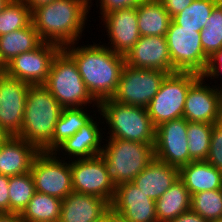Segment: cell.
I'll return each mask as SVG.
<instances>
[{
	"label": "cell",
	"instance_id": "26",
	"mask_svg": "<svg viewBox=\"0 0 222 222\" xmlns=\"http://www.w3.org/2000/svg\"><path fill=\"white\" fill-rule=\"evenodd\" d=\"M155 203L158 222H169L191 210V195L184 182L178 178Z\"/></svg>",
	"mask_w": 222,
	"mask_h": 222
},
{
	"label": "cell",
	"instance_id": "47",
	"mask_svg": "<svg viewBox=\"0 0 222 222\" xmlns=\"http://www.w3.org/2000/svg\"><path fill=\"white\" fill-rule=\"evenodd\" d=\"M3 72H4V67L0 63V73H3Z\"/></svg>",
	"mask_w": 222,
	"mask_h": 222
},
{
	"label": "cell",
	"instance_id": "29",
	"mask_svg": "<svg viewBox=\"0 0 222 222\" xmlns=\"http://www.w3.org/2000/svg\"><path fill=\"white\" fill-rule=\"evenodd\" d=\"M220 0H194L183 11L172 17V21L181 28L196 29L200 32L206 26L215 5Z\"/></svg>",
	"mask_w": 222,
	"mask_h": 222
},
{
	"label": "cell",
	"instance_id": "15",
	"mask_svg": "<svg viewBox=\"0 0 222 222\" xmlns=\"http://www.w3.org/2000/svg\"><path fill=\"white\" fill-rule=\"evenodd\" d=\"M29 87L28 83L0 73V126L9 137L21 132Z\"/></svg>",
	"mask_w": 222,
	"mask_h": 222
},
{
	"label": "cell",
	"instance_id": "21",
	"mask_svg": "<svg viewBox=\"0 0 222 222\" xmlns=\"http://www.w3.org/2000/svg\"><path fill=\"white\" fill-rule=\"evenodd\" d=\"M109 208L102 197L72 191L62 200L59 222H93Z\"/></svg>",
	"mask_w": 222,
	"mask_h": 222
},
{
	"label": "cell",
	"instance_id": "20",
	"mask_svg": "<svg viewBox=\"0 0 222 222\" xmlns=\"http://www.w3.org/2000/svg\"><path fill=\"white\" fill-rule=\"evenodd\" d=\"M39 152L24 139L8 137L0 144V174L10 177L30 172L33 160Z\"/></svg>",
	"mask_w": 222,
	"mask_h": 222
},
{
	"label": "cell",
	"instance_id": "13",
	"mask_svg": "<svg viewBox=\"0 0 222 222\" xmlns=\"http://www.w3.org/2000/svg\"><path fill=\"white\" fill-rule=\"evenodd\" d=\"M60 50L57 45L42 42L37 48L16 56L4 67V72L30 85H44L52 61Z\"/></svg>",
	"mask_w": 222,
	"mask_h": 222
},
{
	"label": "cell",
	"instance_id": "6",
	"mask_svg": "<svg viewBox=\"0 0 222 222\" xmlns=\"http://www.w3.org/2000/svg\"><path fill=\"white\" fill-rule=\"evenodd\" d=\"M44 86L63 108L87 107L99 103L88 91L75 61L61 49L54 57Z\"/></svg>",
	"mask_w": 222,
	"mask_h": 222
},
{
	"label": "cell",
	"instance_id": "12",
	"mask_svg": "<svg viewBox=\"0 0 222 222\" xmlns=\"http://www.w3.org/2000/svg\"><path fill=\"white\" fill-rule=\"evenodd\" d=\"M188 121L173 119L156 127L154 157L180 169L193 161L188 152Z\"/></svg>",
	"mask_w": 222,
	"mask_h": 222
},
{
	"label": "cell",
	"instance_id": "3",
	"mask_svg": "<svg viewBox=\"0 0 222 222\" xmlns=\"http://www.w3.org/2000/svg\"><path fill=\"white\" fill-rule=\"evenodd\" d=\"M63 107L44 85H30L26 97L23 123L18 138L39 151L50 152V141Z\"/></svg>",
	"mask_w": 222,
	"mask_h": 222
},
{
	"label": "cell",
	"instance_id": "31",
	"mask_svg": "<svg viewBox=\"0 0 222 222\" xmlns=\"http://www.w3.org/2000/svg\"><path fill=\"white\" fill-rule=\"evenodd\" d=\"M35 183L31 172L9 177L10 213L21 214L34 196Z\"/></svg>",
	"mask_w": 222,
	"mask_h": 222
},
{
	"label": "cell",
	"instance_id": "27",
	"mask_svg": "<svg viewBox=\"0 0 222 222\" xmlns=\"http://www.w3.org/2000/svg\"><path fill=\"white\" fill-rule=\"evenodd\" d=\"M84 110H86L85 107L63 108L50 141V152H54L61 143L72 137L93 118Z\"/></svg>",
	"mask_w": 222,
	"mask_h": 222
},
{
	"label": "cell",
	"instance_id": "1",
	"mask_svg": "<svg viewBox=\"0 0 222 222\" xmlns=\"http://www.w3.org/2000/svg\"><path fill=\"white\" fill-rule=\"evenodd\" d=\"M78 43H72L63 50L75 61L84 84L93 98L98 103L111 99L125 66V56L112 51L106 43L100 45L93 42L84 46H79Z\"/></svg>",
	"mask_w": 222,
	"mask_h": 222
},
{
	"label": "cell",
	"instance_id": "19",
	"mask_svg": "<svg viewBox=\"0 0 222 222\" xmlns=\"http://www.w3.org/2000/svg\"><path fill=\"white\" fill-rule=\"evenodd\" d=\"M98 123V124H97ZM99 123L94 118H92L86 125L78 130L72 137L66 139L63 143H61L54 151L55 154L60 156V152L62 156L60 158L70 160L75 159H84V158H92L100 155L103 149V145L101 146V142L105 140L103 137V130L99 127ZM103 139V140H102ZM61 150V151H60ZM66 153V154H65ZM73 156V157H72Z\"/></svg>",
	"mask_w": 222,
	"mask_h": 222
},
{
	"label": "cell",
	"instance_id": "39",
	"mask_svg": "<svg viewBox=\"0 0 222 222\" xmlns=\"http://www.w3.org/2000/svg\"><path fill=\"white\" fill-rule=\"evenodd\" d=\"M163 7L167 10L170 17L172 18L176 14L183 11L188 7L194 0H160Z\"/></svg>",
	"mask_w": 222,
	"mask_h": 222
},
{
	"label": "cell",
	"instance_id": "18",
	"mask_svg": "<svg viewBox=\"0 0 222 222\" xmlns=\"http://www.w3.org/2000/svg\"><path fill=\"white\" fill-rule=\"evenodd\" d=\"M125 63L132 67L177 72L172 66L164 36H141L125 56Z\"/></svg>",
	"mask_w": 222,
	"mask_h": 222
},
{
	"label": "cell",
	"instance_id": "8",
	"mask_svg": "<svg viewBox=\"0 0 222 222\" xmlns=\"http://www.w3.org/2000/svg\"><path fill=\"white\" fill-rule=\"evenodd\" d=\"M165 38L172 66L176 71L203 75L209 57L201 46L200 32H196V29L181 28L171 20Z\"/></svg>",
	"mask_w": 222,
	"mask_h": 222
},
{
	"label": "cell",
	"instance_id": "23",
	"mask_svg": "<svg viewBox=\"0 0 222 222\" xmlns=\"http://www.w3.org/2000/svg\"><path fill=\"white\" fill-rule=\"evenodd\" d=\"M179 178L190 195L202 191L222 189V171L206 160L191 161L179 169Z\"/></svg>",
	"mask_w": 222,
	"mask_h": 222
},
{
	"label": "cell",
	"instance_id": "22",
	"mask_svg": "<svg viewBox=\"0 0 222 222\" xmlns=\"http://www.w3.org/2000/svg\"><path fill=\"white\" fill-rule=\"evenodd\" d=\"M179 178V169L154 158L132 183L146 196L156 201Z\"/></svg>",
	"mask_w": 222,
	"mask_h": 222
},
{
	"label": "cell",
	"instance_id": "17",
	"mask_svg": "<svg viewBox=\"0 0 222 222\" xmlns=\"http://www.w3.org/2000/svg\"><path fill=\"white\" fill-rule=\"evenodd\" d=\"M110 207L128 222H158L156 203L132 182L116 186Z\"/></svg>",
	"mask_w": 222,
	"mask_h": 222
},
{
	"label": "cell",
	"instance_id": "11",
	"mask_svg": "<svg viewBox=\"0 0 222 222\" xmlns=\"http://www.w3.org/2000/svg\"><path fill=\"white\" fill-rule=\"evenodd\" d=\"M73 191L113 201L116 185L107 174L101 155L70 160Z\"/></svg>",
	"mask_w": 222,
	"mask_h": 222
},
{
	"label": "cell",
	"instance_id": "32",
	"mask_svg": "<svg viewBox=\"0 0 222 222\" xmlns=\"http://www.w3.org/2000/svg\"><path fill=\"white\" fill-rule=\"evenodd\" d=\"M212 128L213 124L188 121V152L193 161L207 159L210 148Z\"/></svg>",
	"mask_w": 222,
	"mask_h": 222
},
{
	"label": "cell",
	"instance_id": "48",
	"mask_svg": "<svg viewBox=\"0 0 222 222\" xmlns=\"http://www.w3.org/2000/svg\"><path fill=\"white\" fill-rule=\"evenodd\" d=\"M215 222H222V217L220 219H218L217 221H215Z\"/></svg>",
	"mask_w": 222,
	"mask_h": 222
},
{
	"label": "cell",
	"instance_id": "37",
	"mask_svg": "<svg viewBox=\"0 0 222 222\" xmlns=\"http://www.w3.org/2000/svg\"><path fill=\"white\" fill-rule=\"evenodd\" d=\"M221 75H222V48L219 49L218 51H216L209 58L207 68L202 76L204 78H207L206 79V81H207L208 78H211L210 80H212V79L215 80L217 78H221V77H219Z\"/></svg>",
	"mask_w": 222,
	"mask_h": 222
},
{
	"label": "cell",
	"instance_id": "2",
	"mask_svg": "<svg viewBox=\"0 0 222 222\" xmlns=\"http://www.w3.org/2000/svg\"><path fill=\"white\" fill-rule=\"evenodd\" d=\"M91 1L55 0L32 11V25L42 42L61 49L78 42L86 28L87 16L93 5Z\"/></svg>",
	"mask_w": 222,
	"mask_h": 222
},
{
	"label": "cell",
	"instance_id": "36",
	"mask_svg": "<svg viewBox=\"0 0 222 222\" xmlns=\"http://www.w3.org/2000/svg\"><path fill=\"white\" fill-rule=\"evenodd\" d=\"M98 1L100 4V15L102 17L113 11L126 8H137L144 0H97V2Z\"/></svg>",
	"mask_w": 222,
	"mask_h": 222
},
{
	"label": "cell",
	"instance_id": "33",
	"mask_svg": "<svg viewBox=\"0 0 222 222\" xmlns=\"http://www.w3.org/2000/svg\"><path fill=\"white\" fill-rule=\"evenodd\" d=\"M191 210L208 222L222 217V189L202 191L191 195Z\"/></svg>",
	"mask_w": 222,
	"mask_h": 222
},
{
	"label": "cell",
	"instance_id": "43",
	"mask_svg": "<svg viewBox=\"0 0 222 222\" xmlns=\"http://www.w3.org/2000/svg\"><path fill=\"white\" fill-rule=\"evenodd\" d=\"M107 222H128L121 214L116 213L111 207L107 210Z\"/></svg>",
	"mask_w": 222,
	"mask_h": 222
},
{
	"label": "cell",
	"instance_id": "30",
	"mask_svg": "<svg viewBox=\"0 0 222 222\" xmlns=\"http://www.w3.org/2000/svg\"><path fill=\"white\" fill-rule=\"evenodd\" d=\"M32 23L31 11L23 0H9L0 11V36Z\"/></svg>",
	"mask_w": 222,
	"mask_h": 222
},
{
	"label": "cell",
	"instance_id": "41",
	"mask_svg": "<svg viewBox=\"0 0 222 222\" xmlns=\"http://www.w3.org/2000/svg\"><path fill=\"white\" fill-rule=\"evenodd\" d=\"M26 3V6L29 8V10L32 12L38 7L47 5L55 0H23Z\"/></svg>",
	"mask_w": 222,
	"mask_h": 222
},
{
	"label": "cell",
	"instance_id": "16",
	"mask_svg": "<svg viewBox=\"0 0 222 222\" xmlns=\"http://www.w3.org/2000/svg\"><path fill=\"white\" fill-rule=\"evenodd\" d=\"M101 20L105 24L103 27L106 28L108 40L111 42H108L107 47L117 54L126 56L141 37L136 8L107 13L101 17Z\"/></svg>",
	"mask_w": 222,
	"mask_h": 222
},
{
	"label": "cell",
	"instance_id": "42",
	"mask_svg": "<svg viewBox=\"0 0 222 222\" xmlns=\"http://www.w3.org/2000/svg\"><path fill=\"white\" fill-rule=\"evenodd\" d=\"M0 222H24L20 214L2 213L0 214Z\"/></svg>",
	"mask_w": 222,
	"mask_h": 222
},
{
	"label": "cell",
	"instance_id": "5",
	"mask_svg": "<svg viewBox=\"0 0 222 222\" xmlns=\"http://www.w3.org/2000/svg\"><path fill=\"white\" fill-rule=\"evenodd\" d=\"M100 155L112 182L118 186L139 175L154 157V144L107 139Z\"/></svg>",
	"mask_w": 222,
	"mask_h": 222
},
{
	"label": "cell",
	"instance_id": "35",
	"mask_svg": "<svg viewBox=\"0 0 222 222\" xmlns=\"http://www.w3.org/2000/svg\"><path fill=\"white\" fill-rule=\"evenodd\" d=\"M208 163L222 171V121L213 124Z\"/></svg>",
	"mask_w": 222,
	"mask_h": 222
},
{
	"label": "cell",
	"instance_id": "45",
	"mask_svg": "<svg viewBox=\"0 0 222 222\" xmlns=\"http://www.w3.org/2000/svg\"><path fill=\"white\" fill-rule=\"evenodd\" d=\"M93 222H107V211L104 213L102 217H100L98 220H95Z\"/></svg>",
	"mask_w": 222,
	"mask_h": 222
},
{
	"label": "cell",
	"instance_id": "9",
	"mask_svg": "<svg viewBox=\"0 0 222 222\" xmlns=\"http://www.w3.org/2000/svg\"><path fill=\"white\" fill-rule=\"evenodd\" d=\"M167 74L159 70L132 67L125 63L111 100L147 108Z\"/></svg>",
	"mask_w": 222,
	"mask_h": 222
},
{
	"label": "cell",
	"instance_id": "46",
	"mask_svg": "<svg viewBox=\"0 0 222 222\" xmlns=\"http://www.w3.org/2000/svg\"><path fill=\"white\" fill-rule=\"evenodd\" d=\"M9 0H0V11L3 9V7L8 3Z\"/></svg>",
	"mask_w": 222,
	"mask_h": 222
},
{
	"label": "cell",
	"instance_id": "4",
	"mask_svg": "<svg viewBox=\"0 0 222 222\" xmlns=\"http://www.w3.org/2000/svg\"><path fill=\"white\" fill-rule=\"evenodd\" d=\"M98 114L106 122L108 139H122L145 144H155L156 128L147 108L117 103L111 99L98 105Z\"/></svg>",
	"mask_w": 222,
	"mask_h": 222
},
{
	"label": "cell",
	"instance_id": "34",
	"mask_svg": "<svg viewBox=\"0 0 222 222\" xmlns=\"http://www.w3.org/2000/svg\"><path fill=\"white\" fill-rule=\"evenodd\" d=\"M200 34L201 46L209 58L222 48V0L215 5Z\"/></svg>",
	"mask_w": 222,
	"mask_h": 222
},
{
	"label": "cell",
	"instance_id": "7",
	"mask_svg": "<svg viewBox=\"0 0 222 222\" xmlns=\"http://www.w3.org/2000/svg\"><path fill=\"white\" fill-rule=\"evenodd\" d=\"M201 75L194 72H174L166 75L160 88L147 106L155 128L165 122L183 117L189 87Z\"/></svg>",
	"mask_w": 222,
	"mask_h": 222
},
{
	"label": "cell",
	"instance_id": "28",
	"mask_svg": "<svg viewBox=\"0 0 222 222\" xmlns=\"http://www.w3.org/2000/svg\"><path fill=\"white\" fill-rule=\"evenodd\" d=\"M62 199L35 192L20 214L24 222H59Z\"/></svg>",
	"mask_w": 222,
	"mask_h": 222
},
{
	"label": "cell",
	"instance_id": "24",
	"mask_svg": "<svg viewBox=\"0 0 222 222\" xmlns=\"http://www.w3.org/2000/svg\"><path fill=\"white\" fill-rule=\"evenodd\" d=\"M42 43L32 23L19 30L0 36V63L5 67L21 53L37 48Z\"/></svg>",
	"mask_w": 222,
	"mask_h": 222
},
{
	"label": "cell",
	"instance_id": "38",
	"mask_svg": "<svg viewBox=\"0 0 222 222\" xmlns=\"http://www.w3.org/2000/svg\"><path fill=\"white\" fill-rule=\"evenodd\" d=\"M10 213L9 176L0 174V214Z\"/></svg>",
	"mask_w": 222,
	"mask_h": 222
},
{
	"label": "cell",
	"instance_id": "10",
	"mask_svg": "<svg viewBox=\"0 0 222 222\" xmlns=\"http://www.w3.org/2000/svg\"><path fill=\"white\" fill-rule=\"evenodd\" d=\"M69 162V163H68ZM54 152L40 151L33 160L31 174L37 192L64 199L73 191L70 160Z\"/></svg>",
	"mask_w": 222,
	"mask_h": 222
},
{
	"label": "cell",
	"instance_id": "14",
	"mask_svg": "<svg viewBox=\"0 0 222 222\" xmlns=\"http://www.w3.org/2000/svg\"><path fill=\"white\" fill-rule=\"evenodd\" d=\"M205 80L201 75L189 87L183 117L189 122L215 124L222 121V85L210 86Z\"/></svg>",
	"mask_w": 222,
	"mask_h": 222
},
{
	"label": "cell",
	"instance_id": "40",
	"mask_svg": "<svg viewBox=\"0 0 222 222\" xmlns=\"http://www.w3.org/2000/svg\"><path fill=\"white\" fill-rule=\"evenodd\" d=\"M169 222H208L198 213L189 210L177 216L175 219H172Z\"/></svg>",
	"mask_w": 222,
	"mask_h": 222
},
{
	"label": "cell",
	"instance_id": "25",
	"mask_svg": "<svg viewBox=\"0 0 222 222\" xmlns=\"http://www.w3.org/2000/svg\"><path fill=\"white\" fill-rule=\"evenodd\" d=\"M141 36H164L172 20L160 0H144L137 8Z\"/></svg>",
	"mask_w": 222,
	"mask_h": 222
},
{
	"label": "cell",
	"instance_id": "44",
	"mask_svg": "<svg viewBox=\"0 0 222 222\" xmlns=\"http://www.w3.org/2000/svg\"><path fill=\"white\" fill-rule=\"evenodd\" d=\"M9 136L5 133V131L0 126V144L5 141Z\"/></svg>",
	"mask_w": 222,
	"mask_h": 222
}]
</instances>
